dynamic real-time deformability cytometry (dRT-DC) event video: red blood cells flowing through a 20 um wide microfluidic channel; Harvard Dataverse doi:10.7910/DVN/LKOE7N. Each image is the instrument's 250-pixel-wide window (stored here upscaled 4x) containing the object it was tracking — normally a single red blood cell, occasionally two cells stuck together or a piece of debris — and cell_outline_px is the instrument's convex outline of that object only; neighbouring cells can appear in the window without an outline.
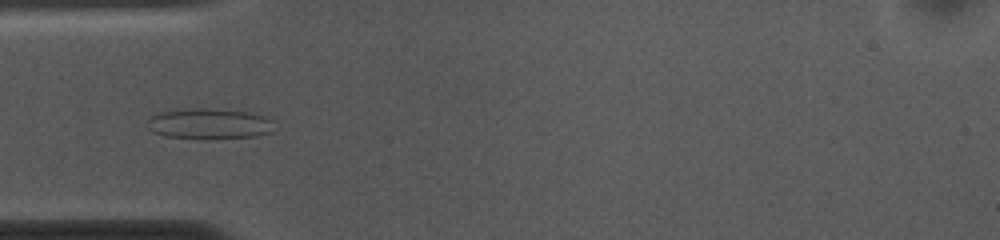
{"species": "common noctule bat (a hibernating species)", "species_latin": "Nyctalus noctula", "temperature_condition": "cold", "stored_images_in_passage": 53, "camera_frame_rate_fps": 3000, "um_per_image_px": 0.085, "animal": {"sex": "female", "body_mass_g": 10.0, "forearm_length_mm": 53.1}, "frame": {"image": 1, "passage_image": 15, "time_ms": 4.667, "image_size_px": [1000, 240], "cell_outline_px": [[272, 132], [256, 136], [164, 136], [152, 132], [144, 124], [144, 120], [160, 112], [192, 108], [212, 108], [248, 112], [264, 116], [272, 120]], "centroid_in_image_um": [17.72, 10.47], "position_along_channel_um": 67.3, "area_um2": 21.85}}
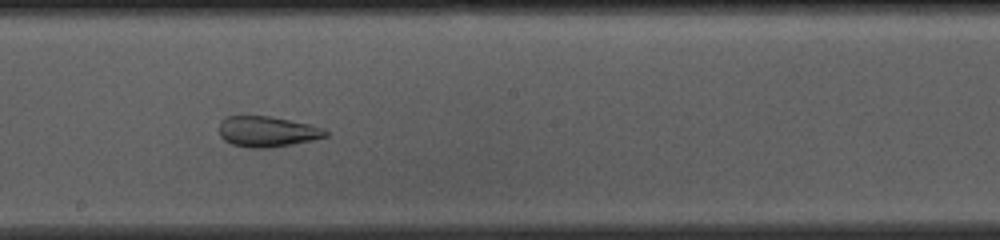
{"frame": {"image": 2, "passage_image": 28, "time_ms": 9.0, "image_size_px": [1000, 240], "cell_outline_px": [[328, 136], [312, 140], [292, 144], [268, 148], [248, 148], [232, 144], [224, 140], [220, 136], [220, 120], [224, 116], [268, 116], [308, 124], [324, 128], [328, 132]], "centroid_in_image_um": [22.69, 11.19], "position_along_channel_um": 225.5, "area_um2": 18.96}}
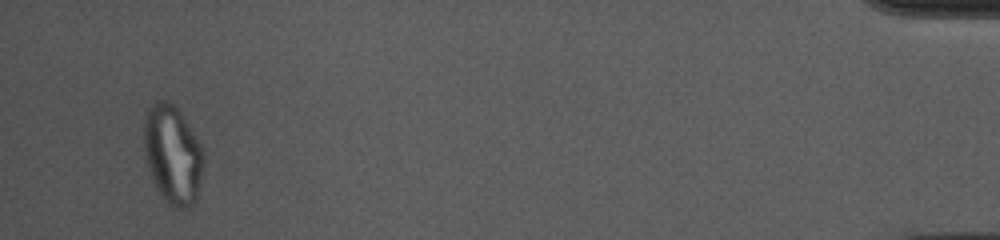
{"frame": {"image": 3, "passage_image": 51, "time_ms": 16.667, "image_size_px": [1000, 240], "cell_outline_px": [[204, 160], [196, 200], [188, 208], [176, 208], [168, 204], [160, 192], [148, 168], [144, 148], [144, 112], [156, 100], [168, 100], [180, 112], [204, 148]], "centroid_in_image_um": [14.68, 13.1], "position_along_channel_um": 420.5, "area_um2": 34.16}, "authors_computed_cell_mechanics": {"area_um2": 26.877, "velocity_mm_per_s": 3.6429, "shape_relaxation_time_tau1_ms": null, "shape_relaxation_time_tau2_ms": 1.1728, "deformation_change_tau1": null, "deformation_change_tau2": 0.0933}}